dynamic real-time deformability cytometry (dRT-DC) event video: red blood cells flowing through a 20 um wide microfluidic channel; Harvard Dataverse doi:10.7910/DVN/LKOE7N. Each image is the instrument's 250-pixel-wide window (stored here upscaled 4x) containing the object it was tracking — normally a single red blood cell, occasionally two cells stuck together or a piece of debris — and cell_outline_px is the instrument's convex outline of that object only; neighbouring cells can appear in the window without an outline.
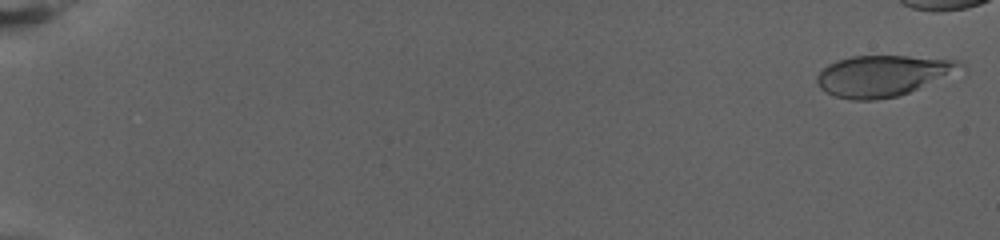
{"species": "human", "species_latin": "Homo sapiens", "temperature_condition": "warm", "stored_images_in_passage": 67, "camera_frame_rate_fps": 3000, "um_per_image_px": 0.085, "donor": {"sex": "female"}, "frame": {"image": 1, "passage_image": 2, "time_ms": 0.333, "image_size_px": [1000, 240], "cell_outline_px": [[968, 68], [908, 92], [896, 96], [872, 100], [852, 100], [836, 96], [824, 92], [816, 84], [816, 76], [828, 64], [836, 60], [852, 56], [908, 56], [960, 60]], "centroid_in_image_um": [75.04, 6.42], "position_along_channel_um": 10.0, "area_um2": 34.33}}
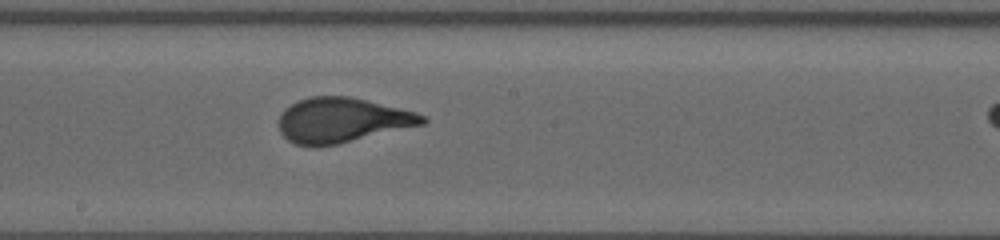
{"frame": {"image": 2, "passage_image": 45, "time_ms": 14.667, "image_size_px": [1000, 240], "cell_outline_px": [[428, 120], [424, 124], [336, 144], [312, 148], [296, 144], [288, 140], [280, 132], [280, 112], [284, 108], [300, 100], [312, 96], [352, 96], [416, 112], [428, 116]], "centroid_in_image_um": [29.08, 10.21], "position_along_channel_um": 219.1, "area_um2": 37.57}}
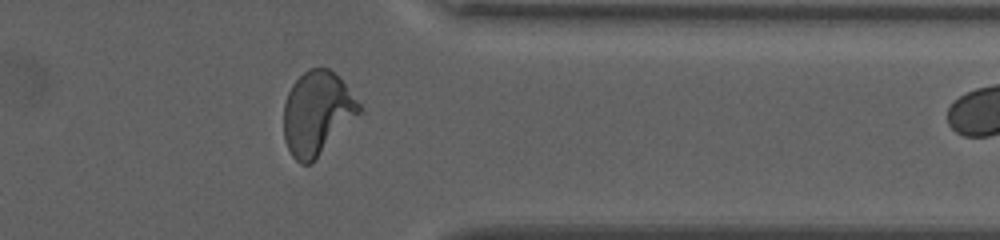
{"frame": {"image": 3, "passage_image": 63, "time_ms": 20.667, "image_size_px": [1000, 240], "cell_outline_px": [[364, 112], [312, 164], [300, 164], [292, 156], [284, 140], [284, 104], [288, 92], [292, 84], [308, 68], [328, 68], [340, 76], [364, 108]], "centroid_in_image_um": [27.01, 9.64], "position_along_channel_um": 384.4, "area_um2": 37.69}}